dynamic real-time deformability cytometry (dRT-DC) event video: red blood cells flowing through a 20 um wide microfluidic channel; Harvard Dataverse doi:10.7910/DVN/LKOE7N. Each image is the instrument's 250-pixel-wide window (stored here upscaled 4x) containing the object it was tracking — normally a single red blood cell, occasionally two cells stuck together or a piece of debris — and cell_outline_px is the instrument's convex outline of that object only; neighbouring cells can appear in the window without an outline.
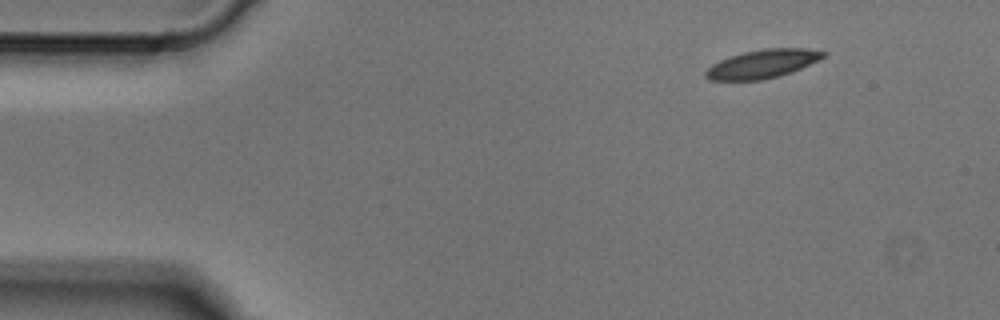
{"species": "Egyptian fruit bat (a non-hibernating species)", "species_latin": "Rousettus aegyptiacus", "temperature_condition": "cold", "stored_images_in_passage": 3, "camera_frame_rate_fps": 3000, "um_per_image_px": 0.085, "animal": {"sex": "male"}, "frame": {"image": 1, "passage_image": 1, "time_ms": 0.0, "image_size_px": [1000, 320], "cell_outline_px": [[828, 56], [792, 72], [780, 76], [760, 80], [708, 80], [704, 76], [704, 72], [712, 64], [720, 60], [744, 52], [764, 48], [808, 48], [828, 52]], "centroid_in_image_um": [64.86, 5.42], "position_along_channel_um": 20.1, "area_um2": 19.71}}